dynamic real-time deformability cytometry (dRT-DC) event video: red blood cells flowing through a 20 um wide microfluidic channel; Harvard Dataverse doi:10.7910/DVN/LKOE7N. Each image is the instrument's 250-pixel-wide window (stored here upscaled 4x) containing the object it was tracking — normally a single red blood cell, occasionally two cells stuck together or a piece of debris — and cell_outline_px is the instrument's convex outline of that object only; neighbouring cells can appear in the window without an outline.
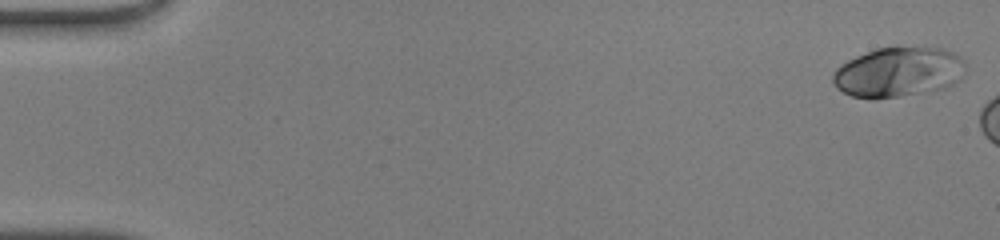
{"species": "human", "species_latin": "Homo sapiens", "temperature_condition": "warm", "stored_images_in_passage": 7, "camera_frame_rate_fps": 3000, "um_per_image_px": 0.085, "donor": {"sex": "male"}, "frame": {"image": 1, "passage_image": 1, "time_ms": 0.0, "image_size_px": [1000, 240], "cell_outline_px": [[964, 64], [960, 80], [944, 88], [900, 96], [872, 100], [852, 96], [836, 88], [832, 80], [832, 72], [840, 64], [856, 56], [876, 48], [896, 44], [940, 48], [952, 52], [960, 56]], "centroid_in_image_um": [76.31, 6.1], "position_along_channel_um": 8.7, "area_um2": 39.25}}